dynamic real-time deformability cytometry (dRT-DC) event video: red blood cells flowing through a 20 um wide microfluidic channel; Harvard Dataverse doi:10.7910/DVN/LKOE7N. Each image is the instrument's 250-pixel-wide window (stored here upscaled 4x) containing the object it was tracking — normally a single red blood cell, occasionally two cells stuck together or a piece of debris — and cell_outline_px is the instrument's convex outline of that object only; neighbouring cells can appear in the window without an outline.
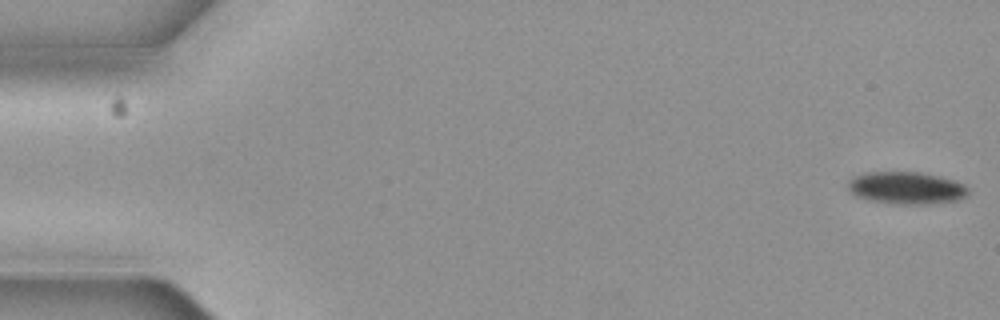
{"species": "common noctule bat (a hibernating species)", "species_latin": "Nyctalus noctula", "temperature_condition": "cold", "stored_images_in_passage": 6, "camera_frame_rate_fps": 3000, "um_per_image_px": 0.085, "animal": {"sex": "female", "body_mass_g": 19.3, "forearm_length_mm": 54.1}, "frame": {"image": 1, "passage_image": 1, "time_ms": 0.0, "image_size_px": [1000, 320], "cell_outline_px": [[968, 192], [964, 196], [952, 200], [928, 204], [888, 204], [868, 200], [856, 196], [848, 188], [848, 180], [856, 176], [868, 172], [920, 172], [940, 176], [952, 180], [968, 188]], "centroid_in_image_um": [76.97, 15.98], "position_along_channel_um": 8.0, "area_um2": 22.37}}
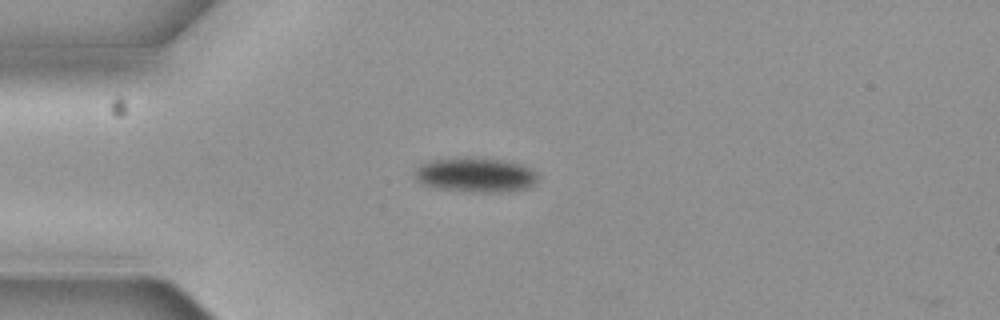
{"frame": {"image": 2, "passage_image": 5, "time_ms": 1.333, "image_size_px": [1000, 320], "cell_outline_px": [[540, 176], [536, 184], [524, 188], [500, 192], [476, 192], [436, 188], [420, 184], [416, 180], [412, 172], [412, 168], [420, 164], [432, 160], [504, 160], [520, 164], [532, 168]], "centroid_in_image_um": [40.4, 14.91], "position_along_channel_um": 44.6, "area_um2": 24.39}}